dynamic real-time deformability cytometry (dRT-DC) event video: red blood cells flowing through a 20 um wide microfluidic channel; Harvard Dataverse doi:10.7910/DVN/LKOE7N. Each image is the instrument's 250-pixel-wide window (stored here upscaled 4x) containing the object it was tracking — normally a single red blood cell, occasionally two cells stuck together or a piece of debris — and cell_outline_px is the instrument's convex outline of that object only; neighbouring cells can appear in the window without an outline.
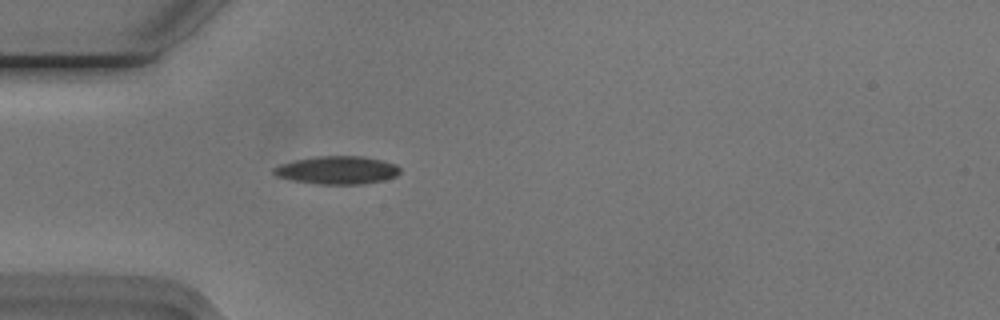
{"species": "Egyptian fruit bat (a non-hibernating species)", "species_latin": "Rousettus aegyptiacus", "temperature_condition": "cold", "stored_images_in_passage": 24, "camera_frame_rate_fps": 3000, "um_per_image_px": 0.085, "animal": {"sex": "male"}, "frame": {"image": 1, "passage_image": 1, "time_ms": 0.0, "image_size_px": [1000, 320], "cell_outline_px": [[400, 172], [396, 176], [384, 180], [364, 184], [320, 184], [292, 180], [276, 176], [272, 172], [272, 168], [280, 164], [296, 160], [316, 156], [364, 156], [384, 160], [396, 164], [400, 168]], "centroid_in_image_um": [28.68, 14.45], "position_along_channel_um": 56.3, "area_um2": 20.75}}
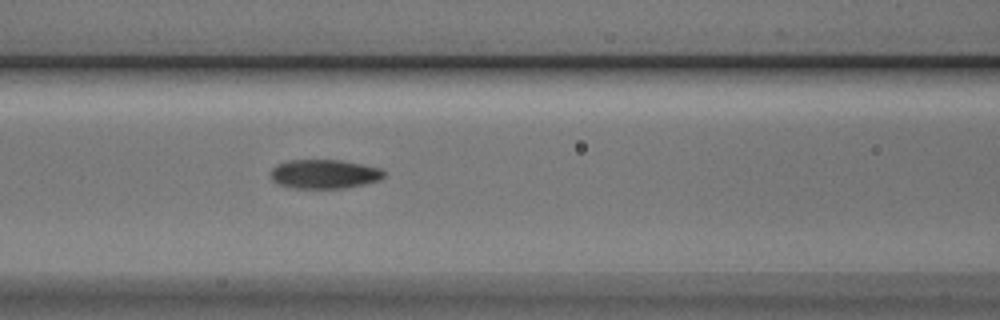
{"frame": {"image": 2, "passage_image": 8, "time_ms": 2.333, "image_size_px": [1000, 320], "cell_outline_px": [[384, 176], [380, 180], [364, 184], [344, 188], [292, 188], [276, 184], [272, 180], [272, 168], [276, 164], [288, 160], [340, 160], [380, 168], [384, 172]], "centroid_in_image_um": [27.54, 14.8], "position_along_channel_um": 139.1, "area_um2": 19.19}}
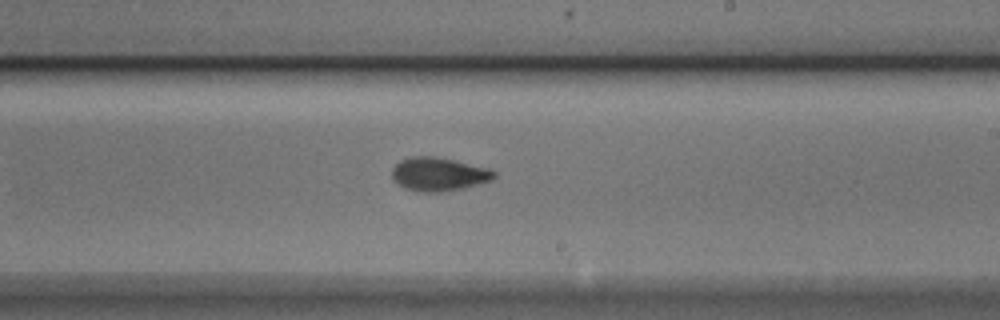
{"frame": {"image": 3, "passage_image": 17, "time_ms": 5.333, "image_size_px": [1000, 320], "cell_outline_px": [[496, 176], [492, 180], [464, 188], [440, 192], [416, 192], [404, 188], [392, 176], [392, 168], [400, 160], [408, 156], [432, 156], [452, 160], [488, 168], [496, 172]], "centroid_in_image_um": [37.28, 14.81], "position_along_channel_um": 251.7, "area_um2": 19.88}}